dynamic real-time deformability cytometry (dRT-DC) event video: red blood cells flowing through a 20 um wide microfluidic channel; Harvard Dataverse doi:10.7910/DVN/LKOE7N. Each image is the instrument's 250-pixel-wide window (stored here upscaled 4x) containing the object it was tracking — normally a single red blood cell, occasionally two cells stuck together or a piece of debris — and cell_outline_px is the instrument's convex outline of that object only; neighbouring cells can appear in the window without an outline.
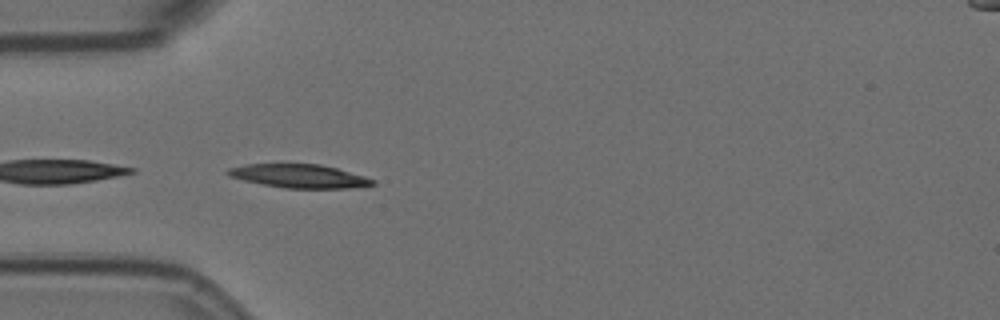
{"species": "Egyptian fruit bat (a non-hibernating species)", "species_latin": "Rousettus aegyptiacus", "temperature_condition": "room temperature", "stored_images_in_passage": 41, "camera_frame_rate_fps": 3000, "um_per_image_px": 0.085, "animal": {"sex": "female"}, "frame": {"image": 1, "passage_image": 1, "time_ms": 0.0, "image_size_px": [1000, 320], "cell_outline_px": [[376, 184], [352, 188], [284, 188], [244, 180], [228, 176], [224, 172], [228, 168], [248, 164], [320, 164], [336, 168], [364, 176], [376, 180]], "centroid_in_image_um": [25.44, 14.96], "position_along_channel_um": 59.6, "area_um2": 19.77}}
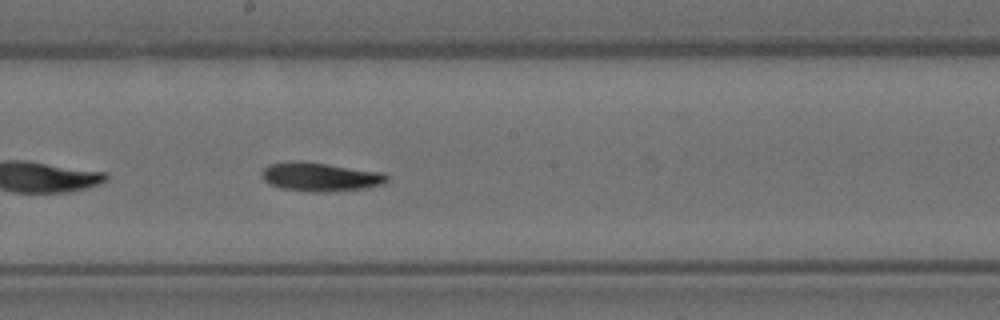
{"frame": {"image": 2, "passage_image": 15, "time_ms": 4.667, "image_size_px": [1000, 320], "cell_outline_px": [[388, 180], [384, 184], [364, 188], [328, 192], [308, 192], [280, 188], [268, 184], [264, 180], [260, 172], [268, 164], [288, 160], [300, 160], [384, 172], [388, 176]], "centroid_in_image_um": [27.18, 15.02], "position_along_channel_um": 221.0, "area_um2": 21.44}}
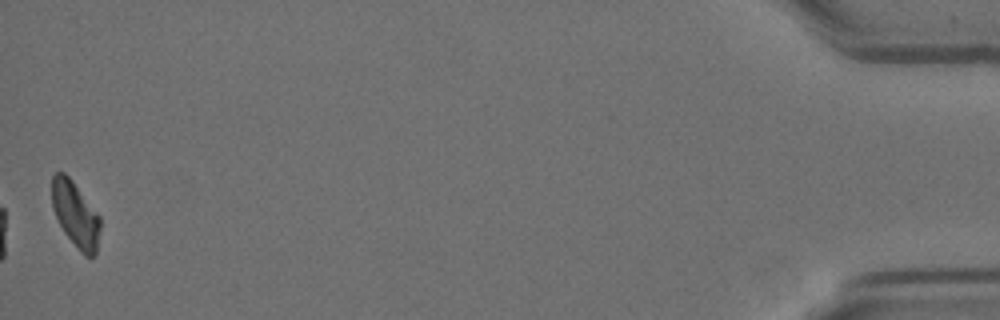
{"frame": {"image": 3, "passage_image": 41, "time_ms": 13.333, "image_size_px": [1000, 320], "cell_outline_px": [[100, 228], [96, 252], [92, 256], [84, 256], [80, 252], [64, 232], [52, 208], [52, 176], [56, 172], [64, 172], [72, 180], [100, 216]], "centroid_in_image_um": [6.41, 18.22], "position_along_channel_um": 428.8, "area_um2": 18.26}, "authors_computed_cell_mechanics": {"area_um2": 20.1144, "velocity_mm_per_s": 3.512, "shape_relaxation_time_tau1_ms": 6.2267, "shape_relaxation_time_tau2_ms": null, "deformation_change_tau1": 0.161, "deformation_change_tau2": null}}